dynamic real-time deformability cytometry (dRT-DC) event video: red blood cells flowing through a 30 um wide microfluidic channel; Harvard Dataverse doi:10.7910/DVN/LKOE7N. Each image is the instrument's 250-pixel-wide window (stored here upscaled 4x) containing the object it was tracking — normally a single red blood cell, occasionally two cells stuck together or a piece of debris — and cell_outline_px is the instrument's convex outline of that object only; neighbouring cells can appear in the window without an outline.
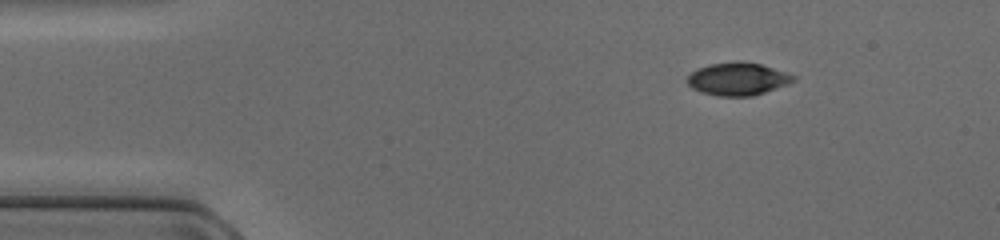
{"species": "common noctule bat (a hibernating species)", "species_latin": "Nyctalus noctula", "temperature_condition": "cold", "stored_images_in_passage": 42, "camera_frame_rate_fps": 3000, "um_per_image_px": 0.085, "animal": {"sex": "female", "body_mass_g": 17.0, "forearm_length_mm": 48.0}, "frame": {"image": 1, "passage_image": 1, "time_ms": 0.0, "image_size_px": [1000, 240], "cell_outline_px": [[796, 80], [788, 84], [752, 96], [716, 96], [700, 92], [692, 88], [684, 80], [696, 68], [708, 64], [736, 60], [740, 60], [760, 64], [788, 72], [796, 76]], "centroid_in_image_um": [62.68, 6.69], "position_along_channel_um": 22.3, "area_um2": 20.63}}
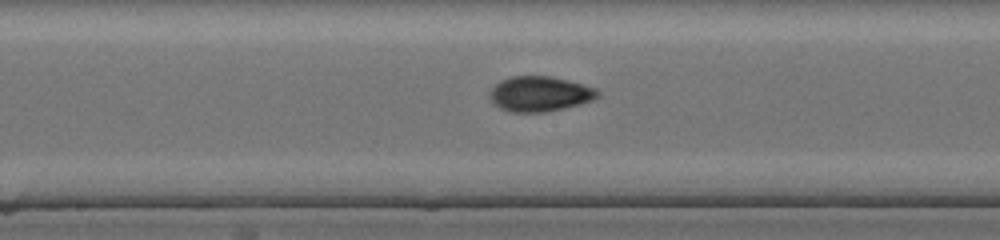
{"frame": {"image": 2, "passage_image": 19, "time_ms": 6.0, "image_size_px": [1000, 240], "cell_outline_px": [[600, 96], [592, 100], [580, 104], [564, 108], [544, 112], [512, 112], [500, 108], [492, 104], [488, 96], [488, 92], [500, 80], [512, 76], [548, 76], [568, 80], [596, 88], [600, 92]], "centroid_in_image_um": [45.85, 7.98], "position_along_channel_um": 202.3, "area_um2": 22.25}}
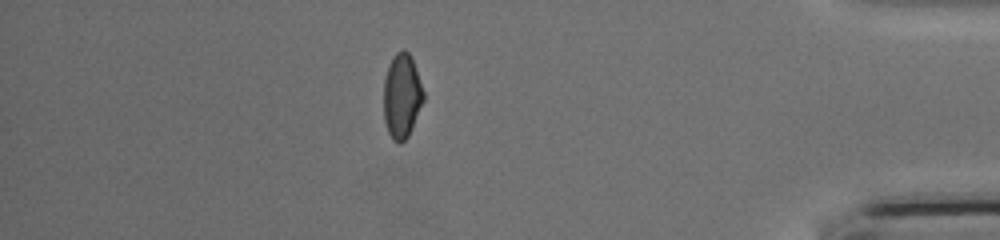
{"frame": {"image": 3, "passage_image": 36, "time_ms": 11.667, "image_size_px": [1000, 240], "cell_outline_px": [[424, 100], [412, 128], [408, 136], [400, 144], [396, 144], [392, 140], [388, 132], [384, 120], [384, 80], [388, 64], [392, 56], [396, 52], [404, 48], [412, 56], [424, 92]], "centroid_in_image_um": [34.15, 8.14], "position_along_channel_um": 401.0, "area_um2": 19.94}}